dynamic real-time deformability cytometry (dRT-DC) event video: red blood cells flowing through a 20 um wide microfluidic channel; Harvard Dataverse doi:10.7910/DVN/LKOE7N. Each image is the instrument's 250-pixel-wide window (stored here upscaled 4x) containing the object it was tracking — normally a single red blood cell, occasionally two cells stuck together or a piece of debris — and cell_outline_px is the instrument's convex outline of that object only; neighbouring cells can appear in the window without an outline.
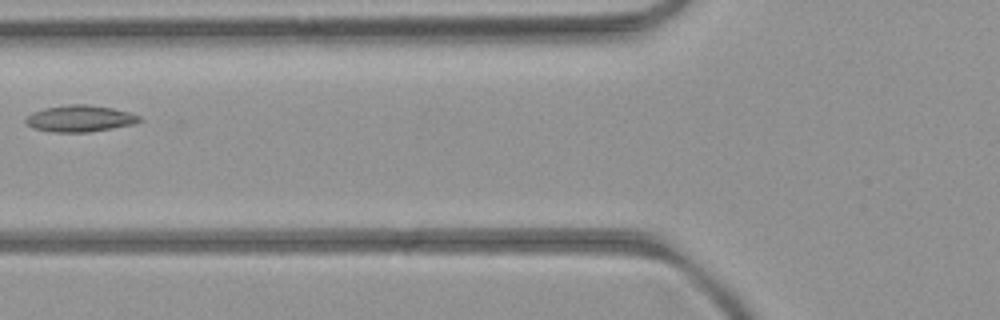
{"species": "common noctule bat (a hibernating species)", "species_latin": "Nyctalus noctula", "temperature_condition": "room temperature", "stored_images_in_passage": 4, "camera_frame_rate_fps": 3000, "um_per_image_px": 0.085, "animal": {"sex": "female", "body_mass_g": 21.9}, "frame": {"image": 1, "passage_image": 4, "time_ms": 4.333, "image_size_px": [1000, 320], "cell_outline_px": [[144, 120], [136, 124], [88, 132], [52, 132], [32, 128], [24, 120], [32, 112], [44, 108], [68, 104], [88, 104], [112, 108], [128, 112], [140, 116]], "centroid_in_image_um": [6.81, 10.07], "position_along_channel_um": 119.0, "area_um2": 17.69}}